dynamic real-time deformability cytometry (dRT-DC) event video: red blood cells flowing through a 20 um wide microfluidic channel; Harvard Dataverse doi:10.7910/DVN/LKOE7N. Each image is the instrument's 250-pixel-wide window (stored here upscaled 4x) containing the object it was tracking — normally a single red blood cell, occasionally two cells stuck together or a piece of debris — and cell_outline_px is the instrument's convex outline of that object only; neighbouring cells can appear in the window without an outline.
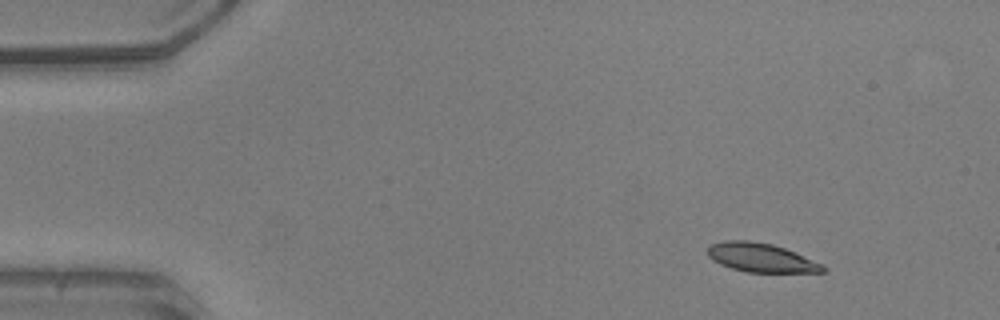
{"species": "common noctule bat (a hibernating species)", "species_latin": "Nyctalus noctula", "temperature_condition": "warm", "stored_images_in_passage": 46, "camera_frame_rate_fps": 3000, "um_per_image_px": 0.085, "animal": {"sex": "male", "body_mass_g": 20.5, "forearm_length_mm": 52.5}, "frame": {"image": 1, "passage_image": 1, "time_ms": 0.0, "image_size_px": [1000, 320], "cell_outline_px": [[828, 268], [824, 272], [748, 272], [732, 268], [720, 264], [712, 260], [708, 256], [708, 248], [712, 244], [724, 240], [748, 240], [772, 244], [796, 252], [824, 264]], "centroid_in_image_um": [64.73, 21.9], "position_along_channel_um": 20.3, "area_um2": 19.48}}
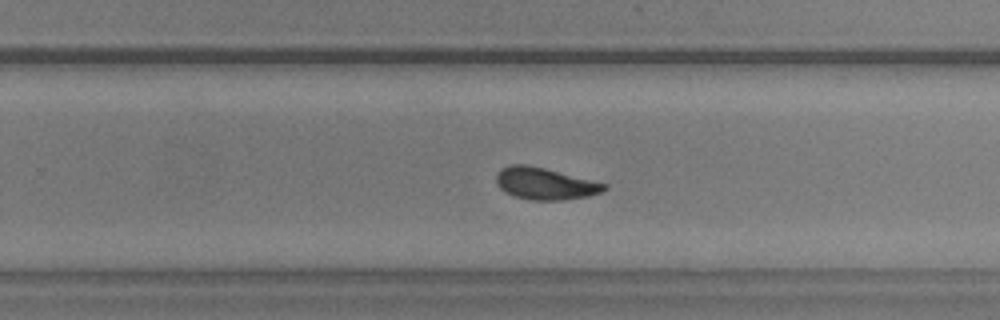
{"frame": {"image": 2, "passage_image": 28, "time_ms": 9.0, "image_size_px": [1000, 320], "cell_outline_px": [[608, 188], [600, 192], [588, 196], [564, 200], [532, 200], [516, 196], [504, 192], [496, 184], [496, 172], [500, 168], [508, 164], [528, 164], [608, 184]], "centroid_in_image_um": [46.28, 15.59], "position_along_channel_um": 283.5, "area_um2": 20.17}}
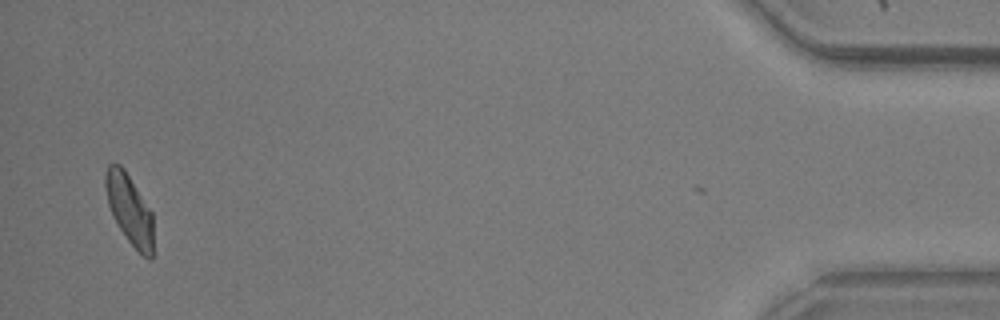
{"frame": {"image": 3, "passage_image": 45, "time_ms": 14.667, "image_size_px": [1000, 320], "cell_outline_px": [[152, 260], [148, 260], [128, 240], [120, 228], [108, 204], [104, 188], [104, 176], [108, 164], [120, 164], [124, 168], [152, 212]], "centroid_in_image_um": [10.99, 17.75], "position_along_channel_um": 424.2, "area_um2": 19.19}, "authors_computed_cell_mechanics": {"area_um2": 20.1722, "velocity_mm_per_s": 3.9509, "shape_relaxation_time_tau1_ms": 3.2318, "shape_relaxation_time_tau2_ms": 1.8277, "deformation_change_tau1": 0.1518, "deformation_change_tau2": 0.083}}